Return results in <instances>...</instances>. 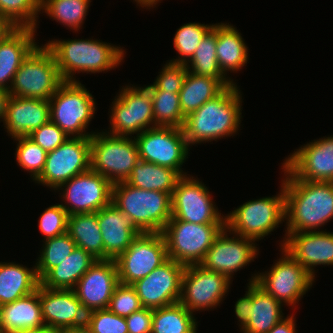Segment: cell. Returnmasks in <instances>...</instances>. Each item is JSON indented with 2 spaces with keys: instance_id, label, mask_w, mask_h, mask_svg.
Instances as JSON below:
<instances>
[{
  "instance_id": "cell-39",
  "label": "cell",
  "mask_w": 333,
  "mask_h": 333,
  "mask_svg": "<svg viewBox=\"0 0 333 333\" xmlns=\"http://www.w3.org/2000/svg\"><path fill=\"white\" fill-rule=\"evenodd\" d=\"M155 127L182 128L185 116L181 111L179 93L150 90Z\"/></svg>"
},
{
  "instance_id": "cell-38",
  "label": "cell",
  "mask_w": 333,
  "mask_h": 333,
  "mask_svg": "<svg viewBox=\"0 0 333 333\" xmlns=\"http://www.w3.org/2000/svg\"><path fill=\"white\" fill-rule=\"evenodd\" d=\"M43 249L36 260V273L41 280L52 268L60 265L76 248V243L66 232L62 235L42 240Z\"/></svg>"
},
{
  "instance_id": "cell-27",
  "label": "cell",
  "mask_w": 333,
  "mask_h": 333,
  "mask_svg": "<svg viewBox=\"0 0 333 333\" xmlns=\"http://www.w3.org/2000/svg\"><path fill=\"white\" fill-rule=\"evenodd\" d=\"M44 326L39 300V286L31 294L0 306V329L6 332L16 333Z\"/></svg>"
},
{
  "instance_id": "cell-46",
  "label": "cell",
  "mask_w": 333,
  "mask_h": 333,
  "mask_svg": "<svg viewBox=\"0 0 333 333\" xmlns=\"http://www.w3.org/2000/svg\"><path fill=\"white\" fill-rule=\"evenodd\" d=\"M142 307L135 289L131 285L119 283L110 299L108 309L120 317H128Z\"/></svg>"
},
{
  "instance_id": "cell-18",
  "label": "cell",
  "mask_w": 333,
  "mask_h": 333,
  "mask_svg": "<svg viewBox=\"0 0 333 333\" xmlns=\"http://www.w3.org/2000/svg\"><path fill=\"white\" fill-rule=\"evenodd\" d=\"M258 254L259 248L254 240L233 234L225 227L200 265L207 270L224 274L231 280L237 271L254 261Z\"/></svg>"
},
{
  "instance_id": "cell-55",
  "label": "cell",
  "mask_w": 333,
  "mask_h": 333,
  "mask_svg": "<svg viewBox=\"0 0 333 333\" xmlns=\"http://www.w3.org/2000/svg\"><path fill=\"white\" fill-rule=\"evenodd\" d=\"M0 333H9V332H6L5 330L0 329Z\"/></svg>"
},
{
  "instance_id": "cell-42",
  "label": "cell",
  "mask_w": 333,
  "mask_h": 333,
  "mask_svg": "<svg viewBox=\"0 0 333 333\" xmlns=\"http://www.w3.org/2000/svg\"><path fill=\"white\" fill-rule=\"evenodd\" d=\"M17 141L15 159L22 170L28 171L30 177L35 181L42 173L47 152L28 136L14 138Z\"/></svg>"
},
{
  "instance_id": "cell-8",
  "label": "cell",
  "mask_w": 333,
  "mask_h": 333,
  "mask_svg": "<svg viewBox=\"0 0 333 333\" xmlns=\"http://www.w3.org/2000/svg\"><path fill=\"white\" fill-rule=\"evenodd\" d=\"M63 82L53 53L42 44L20 65L9 91L15 97L49 100Z\"/></svg>"
},
{
  "instance_id": "cell-22",
  "label": "cell",
  "mask_w": 333,
  "mask_h": 333,
  "mask_svg": "<svg viewBox=\"0 0 333 333\" xmlns=\"http://www.w3.org/2000/svg\"><path fill=\"white\" fill-rule=\"evenodd\" d=\"M119 284L115 260H97L73 289L88 313L108 309L115 287Z\"/></svg>"
},
{
  "instance_id": "cell-40",
  "label": "cell",
  "mask_w": 333,
  "mask_h": 333,
  "mask_svg": "<svg viewBox=\"0 0 333 333\" xmlns=\"http://www.w3.org/2000/svg\"><path fill=\"white\" fill-rule=\"evenodd\" d=\"M41 0H0V16L13 28L37 29Z\"/></svg>"
},
{
  "instance_id": "cell-21",
  "label": "cell",
  "mask_w": 333,
  "mask_h": 333,
  "mask_svg": "<svg viewBox=\"0 0 333 333\" xmlns=\"http://www.w3.org/2000/svg\"><path fill=\"white\" fill-rule=\"evenodd\" d=\"M43 321L52 330H78L86 325L87 312L72 289H48L39 285Z\"/></svg>"
},
{
  "instance_id": "cell-45",
  "label": "cell",
  "mask_w": 333,
  "mask_h": 333,
  "mask_svg": "<svg viewBox=\"0 0 333 333\" xmlns=\"http://www.w3.org/2000/svg\"><path fill=\"white\" fill-rule=\"evenodd\" d=\"M187 72L188 70L185 64L167 61L153 84L147 85L146 87L149 90H163L179 93L183 86Z\"/></svg>"
},
{
  "instance_id": "cell-5",
  "label": "cell",
  "mask_w": 333,
  "mask_h": 333,
  "mask_svg": "<svg viewBox=\"0 0 333 333\" xmlns=\"http://www.w3.org/2000/svg\"><path fill=\"white\" fill-rule=\"evenodd\" d=\"M50 121L69 137H91L88 125L97 111L93 95L80 81H64L49 99Z\"/></svg>"
},
{
  "instance_id": "cell-11",
  "label": "cell",
  "mask_w": 333,
  "mask_h": 333,
  "mask_svg": "<svg viewBox=\"0 0 333 333\" xmlns=\"http://www.w3.org/2000/svg\"><path fill=\"white\" fill-rule=\"evenodd\" d=\"M111 106L110 130H106L110 134L133 137L155 127L152 93L146 85L123 86Z\"/></svg>"
},
{
  "instance_id": "cell-24",
  "label": "cell",
  "mask_w": 333,
  "mask_h": 333,
  "mask_svg": "<svg viewBox=\"0 0 333 333\" xmlns=\"http://www.w3.org/2000/svg\"><path fill=\"white\" fill-rule=\"evenodd\" d=\"M104 243V260H115L142 232L112 202L97 212Z\"/></svg>"
},
{
  "instance_id": "cell-53",
  "label": "cell",
  "mask_w": 333,
  "mask_h": 333,
  "mask_svg": "<svg viewBox=\"0 0 333 333\" xmlns=\"http://www.w3.org/2000/svg\"><path fill=\"white\" fill-rule=\"evenodd\" d=\"M16 333H52V329H49L48 327L44 326L36 329L22 330Z\"/></svg>"
},
{
  "instance_id": "cell-52",
  "label": "cell",
  "mask_w": 333,
  "mask_h": 333,
  "mask_svg": "<svg viewBox=\"0 0 333 333\" xmlns=\"http://www.w3.org/2000/svg\"><path fill=\"white\" fill-rule=\"evenodd\" d=\"M13 29V27L0 16V41Z\"/></svg>"
},
{
  "instance_id": "cell-15",
  "label": "cell",
  "mask_w": 333,
  "mask_h": 333,
  "mask_svg": "<svg viewBox=\"0 0 333 333\" xmlns=\"http://www.w3.org/2000/svg\"><path fill=\"white\" fill-rule=\"evenodd\" d=\"M206 185L191 176H182L173 190L172 217L197 224H225ZM215 204V205H214Z\"/></svg>"
},
{
  "instance_id": "cell-44",
  "label": "cell",
  "mask_w": 333,
  "mask_h": 333,
  "mask_svg": "<svg viewBox=\"0 0 333 333\" xmlns=\"http://www.w3.org/2000/svg\"><path fill=\"white\" fill-rule=\"evenodd\" d=\"M69 214L61 204L47 207L38 220V227L44 239L53 238L67 232Z\"/></svg>"
},
{
  "instance_id": "cell-12",
  "label": "cell",
  "mask_w": 333,
  "mask_h": 333,
  "mask_svg": "<svg viewBox=\"0 0 333 333\" xmlns=\"http://www.w3.org/2000/svg\"><path fill=\"white\" fill-rule=\"evenodd\" d=\"M139 159L176 170L181 176L188 175L182 169L190 148L182 128L154 127L133 136Z\"/></svg>"
},
{
  "instance_id": "cell-54",
  "label": "cell",
  "mask_w": 333,
  "mask_h": 333,
  "mask_svg": "<svg viewBox=\"0 0 333 333\" xmlns=\"http://www.w3.org/2000/svg\"><path fill=\"white\" fill-rule=\"evenodd\" d=\"M52 333H87L85 329L78 330H52Z\"/></svg>"
},
{
  "instance_id": "cell-20",
  "label": "cell",
  "mask_w": 333,
  "mask_h": 333,
  "mask_svg": "<svg viewBox=\"0 0 333 333\" xmlns=\"http://www.w3.org/2000/svg\"><path fill=\"white\" fill-rule=\"evenodd\" d=\"M282 165L303 181L333 182V135L300 146Z\"/></svg>"
},
{
  "instance_id": "cell-31",
  "label": "cell",
  "mask_w": 333,
  "mask_h": 333,
  "mask_svg": "<svg viewBox=\"0 0 333 333\" xmlns=\"http://www.w3.org/2000/svg\"><path fill=\"white\" fill-rule=\"evenodd\" d=\"M284 304L274 299L256 282H252V308L247 324L240 330L242 333H268L285 316Z\"/></svg>"
},
{
  "instance_id": "cell-49",
  "label": "cell",
  "mask_w": 333,
  "mask_h": 333,
  "mask_svg": "<svg viewBox=\"0 0 333 333\" xmlns=\"http://www.w3.org/2000/svg\"><path fill=\"white\" fill-rule=\"evenodd\" d=\"M245 295L235 302L234 312L238 319L240 330L247 324L250 318V308H252V283H248Z\"/></svg>"
},
{
  "instance_id": "cell-13",
  "label": "cell",
  "mask_w": 333,
  "mask_h": 333,
  "mask_svg": "<svg viewBox=\"0 0 333 333\" xmlns=\"http://www.w3.org/2000/svg\"><path fill=\"white\" fill-rule=\"evenodd\" d=\"M232 281L200 264L187 265L182 275L179 303L193 314L195 311L212 310L224 301Z\"/></svg>"
},
{
  "instance_id": "cell-3",
  "label": "cell",
  "mask_w": 333,
  "mask_h": 333,
  "mask_svg": "<svg viewBox=\"0 0 333 333\" xmlns=\"http://www.w3.org/2000/svg\"><path fill=\"white\" fill-rule=\"evenodd\" d=\"M54 55L64 81H79L76 73H100L115 69L125 57L120 46L95 39L49 40L44 44Z\"/></svg>"
},
{
  "instance_id": "cell-37",
  "label": "cell",
  "mask_w": 333,
  "mask_h": 333,
  "mask_svg": "<svg viewBox=\"0 0 333 333\" xmlns=\"http://www.w3.org/2000/svg\"><path fill=\"white\" fill-rule=\"evenodd\" d=\"M91 0H41L40 10L63 26L78 32L84 24Z\"/></svg>"
},
{
  "instance_id": "cell-43",
  "label": "cell",
  "mask_w": 333,
  "mask_h": 333,
  "mask_svg": "<svg viewBox=\"0 0 333 333\" xmlns=\"http://www.w3.org/2000/svg\"><path fill=\"white\" fill-rule=\"evenodd\" d=\"M84 329L87 333H128L125 317H120L109 309L88 312Z\"/></svg>"
},
{
  "instance_id": "cell-2",
  "label": "cell",
  "mask_w": 333,
  "mask_h": 333,
  "mask_svg": "<svg viewBox=\"0 0 333 333\" xmlns=\"http://www.w3.org/2000/svg\"><path fill=\"white\" fill-rule=\"evenodd\" d=\"M242 100L241 91L234 83L188 114L182 127L188 146L237 134L241 126Z\"/></svg>"
},
{
  "instance_id": "cell-23",
  "label": "cell",
  "mask_w": 333,
  "mask_h": 333,
  "mask_svg": "<svg viewBox=\"0 0 333 333\" xmlns=\"http://www.w3.org/2000/svg\"><path fill=\"white\" fill-rule=\"evenodd\" d=\"M280 248L288 252L314 278L318 265H333V232L285 233Z\"/></svg>"
},
{
  "instance_id": "cell-7",
  "label": "cell",
  "mask_w": 333,
  "mask_h": 333,
  "mask_svg": "<svg viewBox=\"0 0 333 333\" xmlns=\"http://www.w3.org/2000/svg\"><path fill=\"white\" fill-rule=\"evenodd\" d=\"M139 160L133 137L113 135L106 131H97L91 136L90 169L112 184L126 181Z\"/></svg>"
},
{
  "instance_id": "cell-32",
  "label": "cell",
  "mask_w": 333,
  "mask_h": 333,
  "mask_svg": "<svg viewBox=\"0 0 333 333\" xmlns=\"http://www.w3.org/2000/svg\"><path fill=\"white\" fill-rule=\"evenodd\" d=\"M67 233L77 247L90 253L97 260H104V243L97 212L69 215Z\"/></svg>"
},
{
  "instance_id": "cell-25",
  "label": "cell",
  "mask_w": 333,
  "mask_h": 333,
  "mask_svg": "<svg viewBox=\"0 0 333 333\" xmlns=\"http://www.w3.org/2000/svg\"><path fill=\"white\" fill-rule=\"evenodd\" d=\"M50 121L49 100L12 97L4 129L14 139L29 136Z\"/></svg>"
},
{
  "instance_id": "cell-29",
  "label": "cell",
  "mask_w": 333,
  "mask_h": 333,
  "mask_svg": "<svg viewBox=\"0 0 333 333\" xmlns=\"http://www.w3.org/2000/svg\"><path fill=\"white\" fill-rule=\"evenodd\" d=\"M39 285L35 265L28 268L14 262H0V306L31 294Z\"/></svg>"
},
{
  "instance_id": "cell-50",
  "label": "cell",
  "mask_w": 333,
  "mask_h": 333,
  "mask_svg": "<svg viewBox=\"0 0 333 333\" xmlns=\"http://www.w3.org/2000/svg\"><path fill=\"white\" fill-rule=\"evenodd\" d=\"M294 315H287L281 322L276 324L268 333H297Z\"/></svg>"
},
{
  "instance_id": "cell-30",
  "label": "cell",
  "mask_w": 333,
  "mask_h": 333,
  "mask_svg": "<svg viewBox=\"0 0 333 333\" xmlns=\"http://www.w3.org/2000/svg\"><path fill=\"white\" fill-rule=\"evenodd\" d=\"M97 261L90 253L76 246L73 252L52 268L40 284L48 289H74L80 278Z\"/></svg>"
},
{
  "instance_id": "cell-35",
  "label": "cell",
  "mask_w": 333,
  "mask_h": 333,
  "mask_svg": "<svg viewBox=\"0 0 333 333\" xmlns=\"http://www.w3.org/2000/svg\"><path fill=\"white\" fill-rule=\"evenodd\" d=\"M216 46V24H214L185 65L189 72L199 76L217 78L226 87L233 83L221 72L217 61Z\"/></svg>"
},
{
  "instance_id": "cell-16",
  "label": "cell",
  "mask_w": 333,
  "mask_h": 333,
  "mask_svg": "<svg viewBox=\"0 0 333 333\" xmlns=\"http://www.w3.org/2000/svg\"><path fill=\"white\" fill-rule=\"evenodd\" d=\"M168 259L162 233L142 232L116 259L119 283L131 285L145 278Z\"/></svg>"
},
{
  "instance_id": "cell-47",
  "label": "cell",
  "mask_w": 333,
  "mask_h": 333,
  "mask_svg": "<svg viewBox=\"0 0 333 333\" xmlns=\"http://www.w3.org/2000/svg\"><path fill=\"white\" fill-rule=\"evenodd\" d=\"M28 137L46 152L56 149L70 138L51 121L34 130Z\"/></svg>"
},
{
  "instance_id": "cell-6",
  "label": "cell",
  "mask_w": 333,
  "mask_h": 333,
  "mask_svg": "<svg viewBox=\"0 0 333 333\" xmlns=\"http://www.w3.org/2000/svg\"><path fill=\"white\" fill-rule=\"evenodd\" d=\"M275 196L249 200L225 216V227L233 234L256 241L264 239L285 222V192L281 180Z\"/></svg>"
},
{
  "instance_id": "cell-17",
  "label": "cell",
  "mask_w": 333,
  "mask_h": 333,
  "mask_svg": "<svg viewBox=\"0 0 333 333\" xmlns=\"http://www.w3.org/2000/svg\"><path fill=\"white\" fill-rule=\"evenodd\" d=\"M113 184L91 169L74 176L56 190L65 202L61 205L69 215L95 213L112 202Z\"/></svg>"
},
{
  "instance_id": "cell-28",
  "label": "cell",
  "mask_w": 333,
  "mask_h": 333,
  "mask_svg": "<svg viewBox=\"0 0 333 333\" xmlns=\"http://www.w3.org/2000/svg\"><path fill=\"white\" fill-rule=\"evenodd\" d=\"M216 55L222 74L227 77L228 71L236 73L248 62V47L236 27L229 23H216Z\"/></svg>"
},
{
  "instance_id": "cell-36",
  "label": "cell",
  "mask_w": 333,
  "mask_h": 333,
  "mask_svg": "<svg viewBox=\"0 0 333 333\" xmlns=\"http://www.w3.org/2000/svg\"><path fill=\"white\" fill-rule=\"evenodd\" d=\"M182 304L153 309L151 333H197L198 321Z\"/></svg>"
},
{
  "instance_id": "cell-26",
  "label": "cell",
  "mask_w": 333,
  "mask_h": 333,
  "mask_svg": "<svg viewBox=\"0 0 333 333\" xmlns=\"http://www.w3.org/2000/svg\"><path fill=\"white\" fill-rule=\"evenodd\" d=\"M37 30L13 28L0 41V87L10 90L14 75L28 55L38 46ZM9 83V84H8Z\"/></svg>"
},
{
  "instance_id": "cell-41",
  "label": "cell",
  "mask_w": 333,
  "mask_h": 333,
  "mask_svg": "<svg viewBox=\"0 0 333 333\" xmlns=\"http://www.w3.org/2000/svg\"><path fill=\"white\" fill-rule=\"evenodd\" d=\"M213 25L190 22L178 28L173 38V44L180 56L178 55V58L169 60V62L186 64Z\"/></svg>"
},
{
  "instance_id": "cell-10",
  "label": "cell",
  "mask_w": 333,
  "mask_h": 333,
  "mask_svg": "<svg viewBox=\"0 0 333 333\" xmlns=\"http://www.w3.org/2000/svg\"><path fill=\"white\" fill-rule=\"evenodd\" d=\"M282 249V250H281ZM269 271L255 273L248 283L256 282L280 303L295 306L316 280L283 248Z\"/></svg>"
},
{
  "instance_id": "cell-51",
  "label": "cell",
  "mask_w": 333,
  "mask_h": 333,
  "mask_svg": "<svg viewBox=\"0 0 333 333\" xmlns=\"http://www.w3.org/2000/svg\"><path fill=\"white\" fill-rule=\"evenodd\" d=\"M12 97L9 90L0 87V122H3L8 114Z\"/></svg>"
},
{
  "instance_id": "cell-34",
  "label": "cell",
  "mask_w": 333,
  "mask_h": 333,
  "mask_svg": "<svg viewBox=\"0 0 333 333\" xmlns=\"http://www.w3.org/2000/svg\"><path fill=\"white\" fill-rule=\"evenodd\" d=\"M225 86L217 79L199 76L187 72L179 92L180 106L183 115L194 112L204 103L217 96Z\"/></svg>"
},
{
  "instance_id": "cell-1",
  "label": "cell",
  "mask_w": 333,
  "mask_h": 333,
  "mask_svg": "<svg viewBox=\"0 0 333 333\" xmlns=\"http://www.w3.org/2000/svg\"><path fill=\"white\" fill-rule=\"evenodd\" d=\"M285 233L320 231L333 219V182L296 179L283 165Z\"/></svg>"
},
{
  "instance_id": "cell-48",
  "label": "cell",
  "mask_w": 333,
  "mask_h": 333,
  "mask_svg": "<svg viewBox=\"0 0 333 333\" xmlns=\"http://www.w3.org/2000/svg\"><path fill=\"white\" fill-rule=\"evenodd\" d=\"M128 333H151L153 321V309L141 308L125 317Z\"/></svg>"
},
{
  "instance_id": "cell-14",
  "label": "cell",
  "mask_w": 333,
  "mask_h": 333,
  "mask_svg": "<svg viewBox=\"0 0 333 333\" xmlns=\"http://www.w3.org/2000/svg\"><path fill=\"white\" fill-rule=\"evenodd\" d=\"M90 160L91 137H70L47 152L44 169L34 182L56 191L61 184L90 170Z\"/></svg>"
},
{
  "instance_id": "cell-4",
  "label": "cell",
  "mask_w": 333,
  "mask_h": 333,
  "mask_svg": "<svg viewBox=\"0 0 333 333\" xmlns=\"http://www.w3.org/2000/svg\"><path fill=\"white\" fill-rule=\"evenodd\" d=\"M112 203L145 233H162L172 217L169 193L139 189L126 181L113 184Z\"/></svg>"
},
{
  "instance_id": "cell-9",
  "label": "cell",
  "mask_w": 333,
  "mask_h": 333,
  "mask_svg": "<svg viewBox=\"0 0 333 333\" xmlns=\"http://www.w3.org/2000/svg\"><path fill=\"white\" fill-rule=\"evenodd\" d=\"M225 224H197L170 219L162 231L168 258L185 266L200 264Z\"/></svg>"
},
{
  "instance_id": "cell-19",
  "label": "cell",
  "mask_w": 333,
  "mask_h": 333,
  "mask_svg": "<svg viewBox=\"0 0 333 333\" xmlns=\"http://www.w3.org/2000/svg\"><path fill=\"white\" fill-rule=\"evenodd\" d=\"M185 267V265L168 258L145 278L131 284L142 307L156 309L178 303Z\"/></svg>"
},
{
  "instance_id": "cell-33",
  "label": "cell",
  "mask_w": 333,
  "mask_h": 333,
  "mask_svg": "<svg viewBox=\"0 0 333 333\" xmlns=\"http://www.w3.org/2000/svg\"><path fill=\"white\" fill-rule=\"evenodd\" d=\"M181 177L176 170L139 160L126 182L139 189L166 192L172 196Z\"/></svg>"
}]
</instances>
